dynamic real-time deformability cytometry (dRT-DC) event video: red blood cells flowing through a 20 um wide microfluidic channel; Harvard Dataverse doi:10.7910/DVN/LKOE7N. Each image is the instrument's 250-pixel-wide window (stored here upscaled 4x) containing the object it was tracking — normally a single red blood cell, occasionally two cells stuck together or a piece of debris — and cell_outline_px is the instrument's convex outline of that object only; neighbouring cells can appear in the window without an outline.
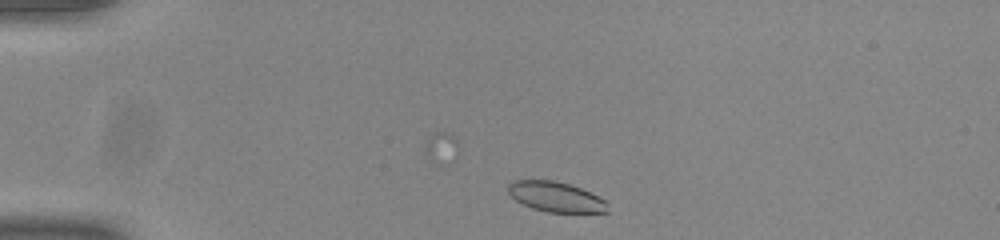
{"species": "common noctule bat (a hibernating species)", "species_latin": "Nyctalus noctula", "temperature_condition": "room temperature", "stored_images_in_passage": 33, "camera_frame_rate_fps": 3000, "um_per_image_px": 0.085, "animal": {"sex": "male", "body_mass_g": 20.0, "forearm_length_mm": 53.3}, "frame": {"image": 1, "passage_image": 1, "time_ms": 0.0, "image_size_px": [1000, 240], "cell_outline_px": [[608, 212], [548, 212], [532, 208], [516, 200], [508, 192], [508, 184], [512, 180], [556, 180], [580, 188], [604, 200]], "centroid_in_image_um": [47.18, 16.72], "position_along_channel_um": 37.8, "area_um2": 17.11}}
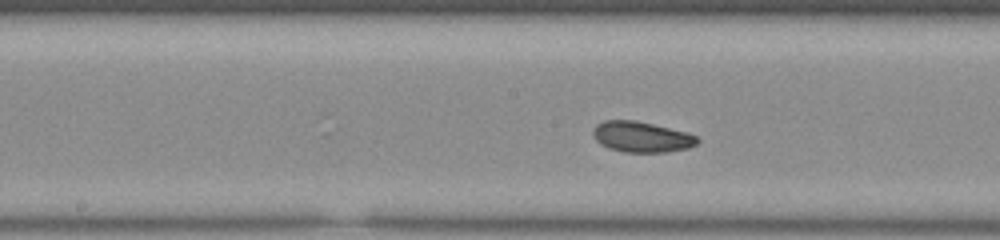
{"frame": {"image": 2, "passage_image": 17, "time_ms": 5.333, "image_size_px": [1000, 240], "cell_outline_px": [[700, 140], [696, 144], [688, 148], [668, 152], [624, 152], [608, 148], [600, 144], [596, 140], [592, 132], [592, 128], [596, 124], [604, 120], [636, 120], [688, 132], [696, 136]], "centroid_in_image_um": [54.52, 11.63], "position_along_channel_um": 193.7, "area_um2": 18.84}}
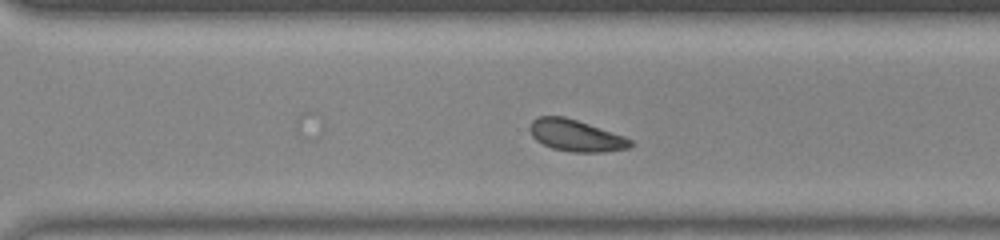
{"frame": {"image": 3, "passage_image": 27, "time_ms": 8.667, "image_size_px": [1000, 240], "cell_outline_px": [[632, 144], [628, 148], [604, 152], [572, 152], [552, 148], [536, 140], [532, 136], [528, 128], [532, 120], [540, 116], [564, 116], [624, 136], [632, 140]], "centroid_in_image_um": [48.92, 11.52], "position_along_channel_um": 321.7, "area_um2": 18.38}, "authors_computed_cell_mechanics": {"area_um2": 18.6116, "velocity_mm_per_s": 3.851, "shape_relaxation_time_tau1_ms": 4.682, "shape_relaxation_time_tau2_ms": 3.1815, "deformation_change_tau1": 0.0992, "deformation_change_tau2": 0.0606}}